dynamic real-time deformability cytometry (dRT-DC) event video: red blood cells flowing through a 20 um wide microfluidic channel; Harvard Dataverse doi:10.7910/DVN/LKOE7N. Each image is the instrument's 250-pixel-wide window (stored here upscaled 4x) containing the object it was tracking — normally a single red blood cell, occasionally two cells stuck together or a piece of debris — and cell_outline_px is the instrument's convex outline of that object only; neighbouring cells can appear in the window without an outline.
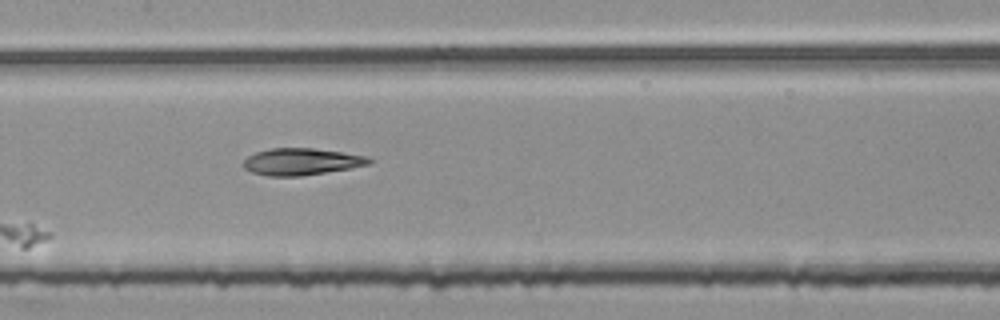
{"species": "common noctule bat (a hibernating species)", "species_latin": "Nyctalus noctula", "temperature_condition": "room temperature", "stored_images_in_passage": 7, "segment_of_instrument_passage": [1, 2], "camera_frame_rate_fps": 3000, "um_per_image_px": 0.085, "animal": {"sex": "female", "body_mass_g": 25.1}, "frame": {"image": 1, "passage_image": 6, "time_ms": 1.667, "image_size_px": [1000, 320], "cell_outline_px": [[372, 160], [368, 164], [348, 168], [300, 176], [268, 176], [252, 172], [244, 168], [244, 160], [248, 156], [256, 152], [272, 148], [312, 148], [368, 156]], "centroid_in_image_um": [25.58, 13.74], "position_along_channel_um": 181.8, "area_um2": 19.31}}